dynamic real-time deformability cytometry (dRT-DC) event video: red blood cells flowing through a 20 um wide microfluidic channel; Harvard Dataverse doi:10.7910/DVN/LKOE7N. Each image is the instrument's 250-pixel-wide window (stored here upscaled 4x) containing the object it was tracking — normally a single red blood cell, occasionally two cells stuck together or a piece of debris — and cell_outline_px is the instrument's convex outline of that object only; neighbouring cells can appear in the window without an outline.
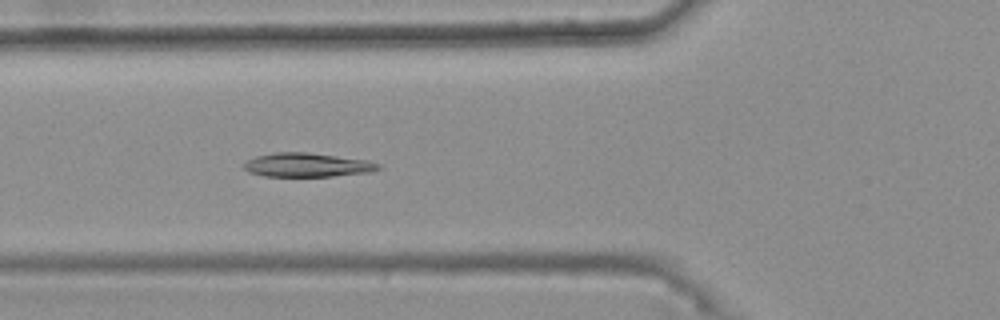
{"species": "common noctule bat (a hibernating species)", "species_latin": "Nyctalus noctula", "temperature_condition": "warm", "stored_images_in_passage": 46, "camera_frame_rate_fps": 3000, "um_per_image_px": 0.085, "animal": {"sex": "female", "body_mass_g": 25.1}, "frame": {"image": 1, "passage_image": 19, "time_ms": 6.0, "image_size_px": [1000, 320], "cell_outline_px": [[380, 168], [372, 172], [332, 176], [264, 176], [248, 172], [244, 168], [244, 164], [248, 160], [256, 156], [276, 152], [308, 152], [368, 160], [380, 164]], "centroid_in_image_um": [26.13, 14.02], "position_along_channel_um": 99.7, "area_um2": 18.73}}
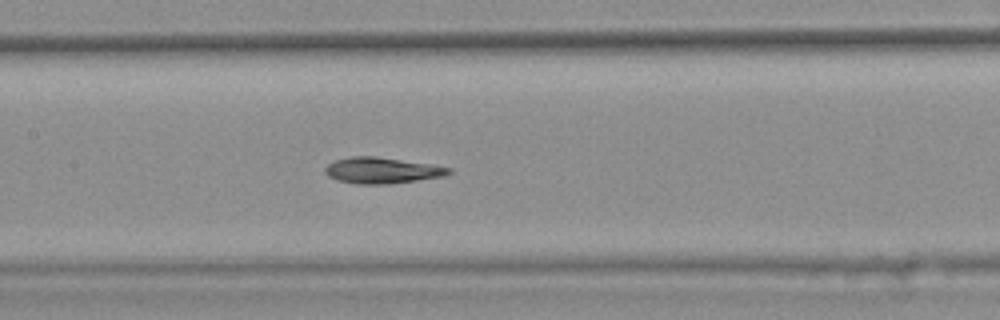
{"frame": {"image": 2, "passage_image": 25, "time_ms": 8.0, "image_size_px": [1000, 320], "cell_outline_px": [[452, 172], [444, 176], [388, 184], [356, 184], [336, 180], [328, 176], [324, 172], [324, 168], [328, 164], [336, 160], [352, 156], [376, 156], [432, 164], [452, 168]], "centroid_in_image_um": [32.46, 14.48], "position_along_channel_um": 174.9, "area_um2": 18.84}}
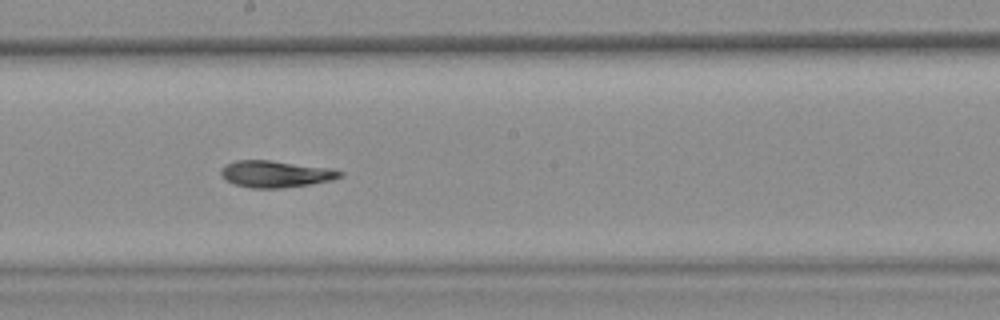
{"frame": {"image": 3, "passage_image": 29, "time_ms": 9.333, "image_size_px": [1000, 320], "cell_outline_px": [[344, 176], [332, 180], [308, 184], [280, 188], [252, 188], [232, 184], [220, 176], [220, 172], [224, 164], [236, 160], [268, 160], [332, 168], [344, 172]], "centroid_in_image_um": [23.41, 14.78], "position_along_channel_um": 224.8, "area_um2": 18.67}, "authors_computed_cell_mechanics": {"area_um2": 18.6694, "velocity_mm_per_s": 3.75, "shape_relaxation_time_tau1_ms": 8.4868, "shape_relaxation_time_tau2_ms": 9.7626, "deformation_change_tau1": 0.2056, "deformation_change_tau2": 0.1424}}